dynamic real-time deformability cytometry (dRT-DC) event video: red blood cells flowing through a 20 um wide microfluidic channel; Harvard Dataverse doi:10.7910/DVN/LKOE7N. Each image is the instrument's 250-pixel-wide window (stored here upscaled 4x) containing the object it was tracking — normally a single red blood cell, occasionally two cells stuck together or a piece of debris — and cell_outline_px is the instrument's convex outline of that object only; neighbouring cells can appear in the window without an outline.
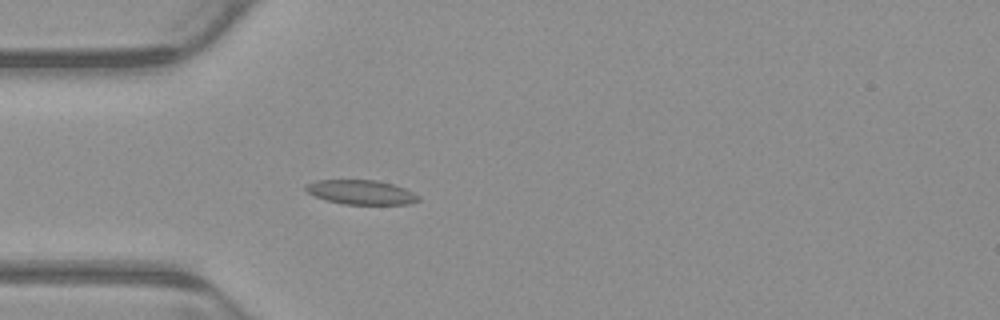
{"species": "common noctule bat (a hibernating species)", "species_latin": "Nyctalus noctula", "temperature_condition": "warm", "stored_images_in_passage": 5, "camera_frame_rate_fps": 3000, "um_per_image_px": 0.085, "animal": {"sex": "male", "body_mass_g": 23.1, "forearm_length_mm": 52.7}, "frame": {"image": 1, "passage_image": 5, "time_ms": 1.333, "image_size_px": [1000, 320], "cell_outline_px": [[420, 200], [412, 204], [344, 204], [328, 200], [316, 196], [308, 192], [304, 188], [308, 184], [316, 180], [376, 180], [392, 184], [404, 188], [420, 196]], "centroid_in_image_um": [30.73, 16.34], "position_along_channel_um": 54.3, "area_um2": 15.84}}